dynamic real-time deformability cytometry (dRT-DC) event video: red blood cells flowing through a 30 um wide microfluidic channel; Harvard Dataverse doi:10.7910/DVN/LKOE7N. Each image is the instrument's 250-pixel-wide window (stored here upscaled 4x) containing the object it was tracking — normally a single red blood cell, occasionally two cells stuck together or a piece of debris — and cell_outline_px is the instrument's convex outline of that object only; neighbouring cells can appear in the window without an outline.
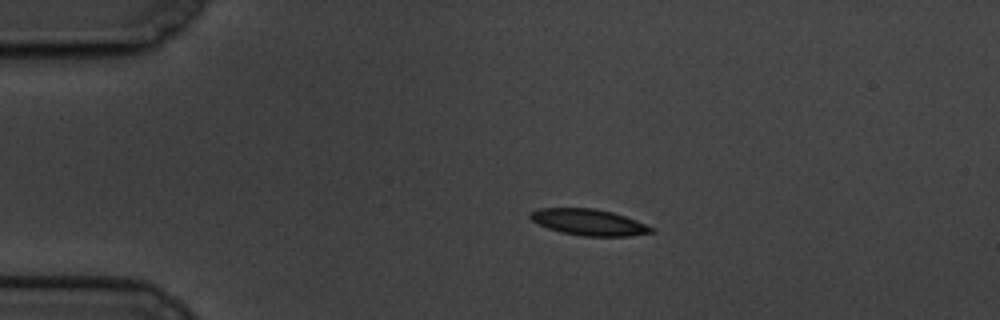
{"species": "common noctule bat (a hibernating species)", "species_latin": "Nyctalus noctula", "temperature_condition": "cold", "stored_images_in_passage": 49, "camera_frame_rate_fps": 3000, "um_per_image_px": 0.085, "animal": {"sex": "male", "body_mass_g": 19.5, "forearm_length_mm": 54.6}, "frame": {"image": 1, "passage_image": 1, "time_ms": 0.0, "image_size_px": [1000, 320], "cell_outline_px": [[656, 232], [628, 236], [584, 236], [560, 232], [548, 228], [532, 220], [528, 216], [528, 212], [540, 208], [592, 208], [612, 212], [636, 220], [656, 228]], "centroid_in_image_um": [50.07, 18.89], "position_along_channel_um": 34.9, "area_um2": 18.55}}
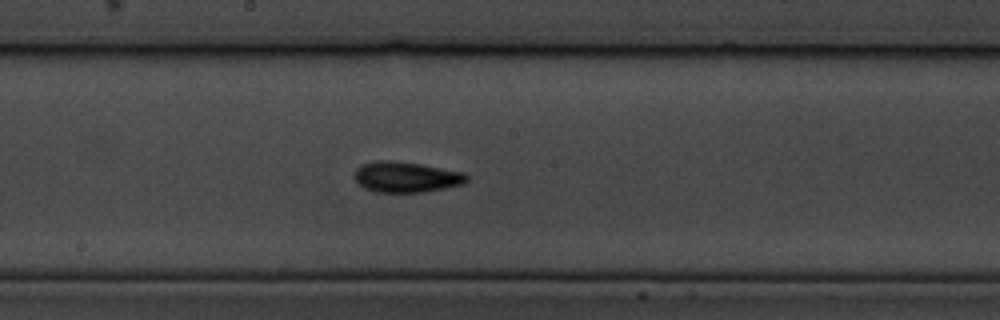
{"frame": {"image": 2, "passage_image": 21, "time_ms": 6.667, "image_size_px": [1000, 320], "cell_outline_px": [[468, 180], [464, 184], [424, 192], [376, 192], [364, 188], [356, 180], [356, 168], [360, 164], [376, 160], [392, 160], [420, 164], [464, 172], [468, 176]], "centroid_in_image_um": [34.53, 15.04], "position_along_channel_um": 213.7, "area_um2": 20.06}}
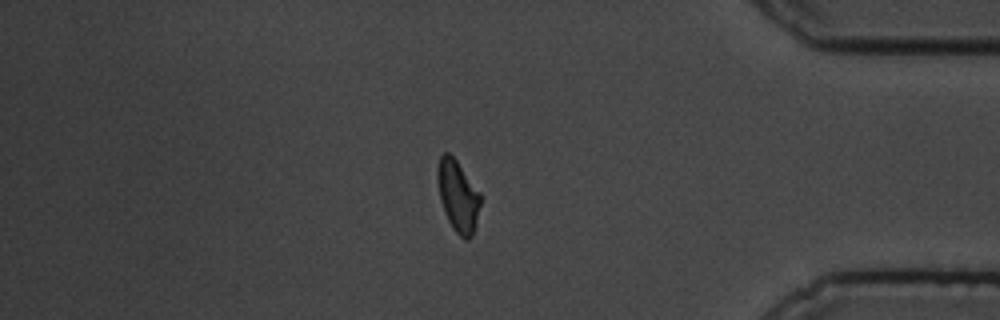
{"frame": {"image": 3, "passage_image": 40, "time_ms": 13.0, "image_size_px": [1000, 320], "cell_outline_px": [[480, 204], [472, 236], [468, 240], [464, 240], [452, 228], [444, 212], [440, 200], [436, 176], [436, 168], [440, 156], [444, 152], [448, 152], [456, 160], [480, 192]], "centroid_in_image_um": [38.89, 16.65], "position_along_channel_um": 396.3, "area_um2": 17.86}, "authors_computed_cell_mechanics": {"area_um2": 18.6694, "velocity_mm_per_s": 3.3163, "shape_relaxation_time_tau1_ms": 3.5624, "shape_relaxation_time_tau2_ms": 2.2457, "deformation_change_tau1": 0.1283, "deformation_change_tau2": 0.0716}}